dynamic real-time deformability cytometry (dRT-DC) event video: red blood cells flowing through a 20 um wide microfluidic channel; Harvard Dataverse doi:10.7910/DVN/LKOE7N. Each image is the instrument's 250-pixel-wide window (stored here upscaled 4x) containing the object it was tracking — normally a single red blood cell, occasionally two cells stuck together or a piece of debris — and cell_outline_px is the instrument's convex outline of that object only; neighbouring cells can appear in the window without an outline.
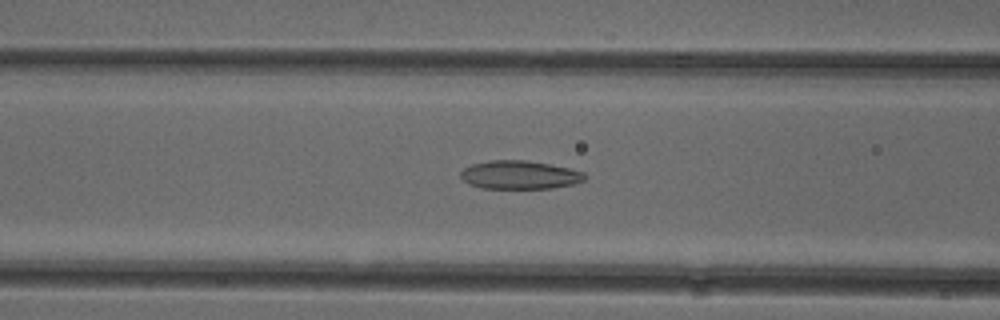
{"species": "common noctule bat (a hibernating species)", "species_latin": "Nyctalus noctula", "temperature_condition": "cold", "stored_images_in_passage": 50, "camera_frame_rate_fps": 3000, "um_per_image_px": 0.085, "animal": {"sex": "female"}, "frame": {"image": 1, "passage_image": 19, "time_ms": 6.0, "image_size_px": [1000, 320], "cell_outline_px": [[588, 176], [584, 180], [572, 184], [552, 188], [480, 188], [468, 184], [460, 176], [460, 172], [464, 168], [472, 164], [488, 160], [524, 160], [548, 164], [568, 168], [584, 172]], "centroid_in_image_um": [44.15, 14.86], "position_along_channel_um": 122.5, "area_um2": 20.52}}
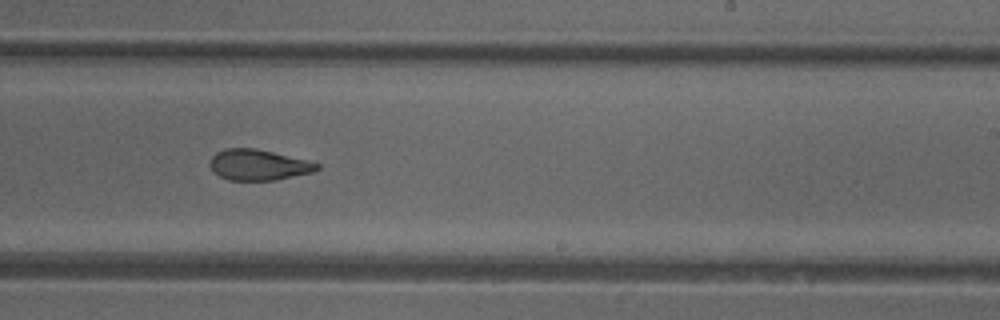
{"frame": {"image": 2, "passage_image": 30, "time_ms": 9.667, "image_size_px": [1000, 320], "cell_outline_px": [[320, 168], [312, 172], [272, 180], [228, 180], [212, 172], [208, 164], [212, 156], [216, 152], [224, 148], [256, 148], [308, 160], [320, 164]], "centroid_in_image_um": [21.92, 14.0], "position_along_channel_um": 267.1, "area_um2": 19.25}}
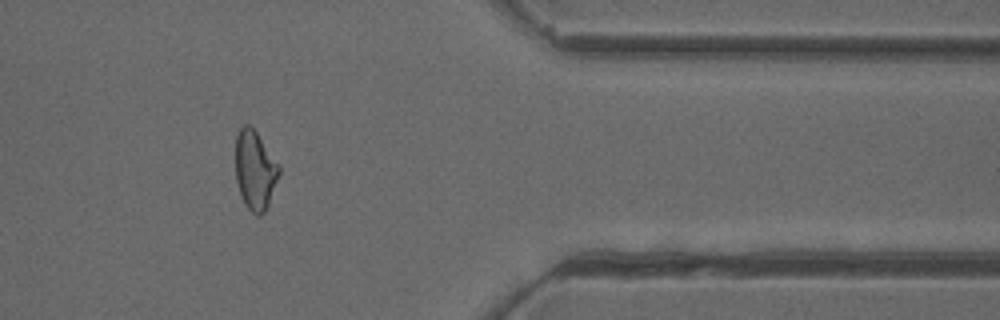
{"frame": {"image": 3, "passage_image": 41, "time_ms": 13.333, "image_size_px": [1000, 320], "cell_outline_px": [[280, 172], [268, 204], [264, 212], [260, 216], [256, 216], [244, 204], [240, 196], [236, 180], [236, 136], [240, 128], [244, 124], [248, 124], [256, 132], [280, 164]], "centroid_in_image_um": [21.67, 14.47], "position_along_channel_um": 389.7, "area_um2": 20.06}, "authors_computed_cell_mechanics": {"area_um2": 20.6924, "velocity_mm_per_s": 3.9496, "shape_relaxation_time_tau1_ms": null, "shape_relaxation_time_tau2_ms": 2.0447, "deformation_change_tau1": null, "deformation_change_tau2": 0.0827}}